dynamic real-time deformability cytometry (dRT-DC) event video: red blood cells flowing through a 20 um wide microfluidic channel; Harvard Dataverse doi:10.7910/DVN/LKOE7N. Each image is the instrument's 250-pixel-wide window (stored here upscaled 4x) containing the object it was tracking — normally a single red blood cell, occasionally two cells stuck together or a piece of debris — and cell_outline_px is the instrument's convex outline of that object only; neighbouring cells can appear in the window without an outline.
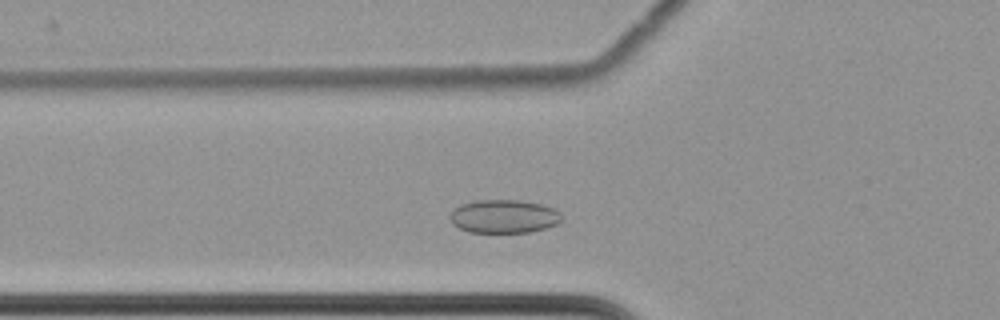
{"species": "common noctule bat (a hibernating species)", "species_latin": "Nyctalus noctula", "temperature_condition": "cold", "stored_images_in_passage": 40, "camera_frame_rate_fps": 3000, "um_per_image_px": 0.085, "animal": {"sex": "female", "body_mass_g": 22.7, "forearm_length_mm": 54.2}, "frame": {"image": 1, "passage_image": 10, "time_ms": 3.0, "image_size_px": [1000, 320], "cell_outline_px": [[564, 216], [556, 224], [532, 232], [468, 232], [452, 224], [448, 216], [452, 208], [460, 204], [476, 200], [516, 200], [540, 204], [556, 208]], "centroid_in_image_um": [42.8, 18.39], "position_along_channel_um": 83.0, "area_um2": 21.96}}
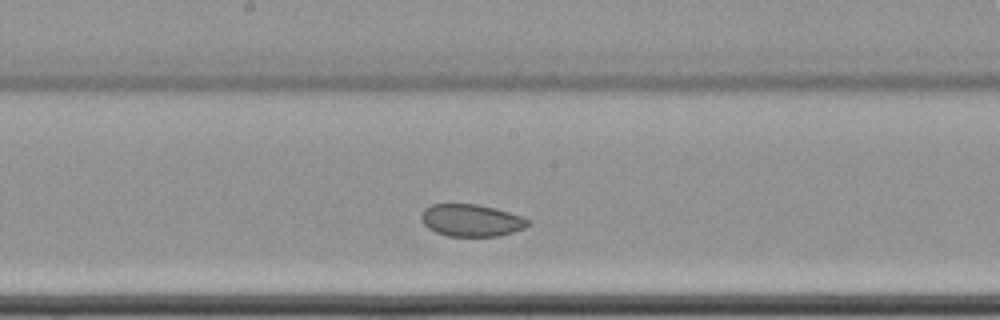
{"frame": {"image": 2, "passage_image": 21, "time_ms": 6.667, "image_size_px": [1000, 320], "cell_outline_px": [[532, 224], [524, 228], [512, 232], [496, 236], [448, 236], [436, 232], [428, 228], [420, 220], [420, 216], [424, 208], [432, 204], [476, 204], [496, 208], [524, 216], [532, 220]], "centroid_in_image_um": [40.09, 18.72], "position_along_channel_um": 208.1, "area_um2": 20.29}}
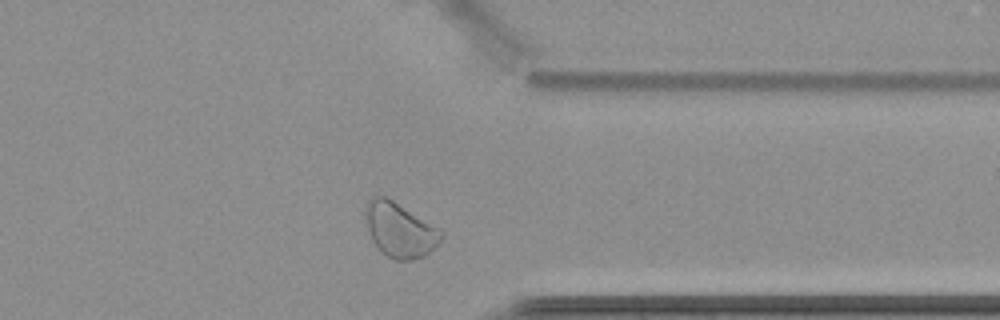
{"frame": {"image": 3, "passage_image": 36, "time_ms": 11.667, "image_size_px": [1000, 320], "cell_outline_px": [[444, 236], [424, 256], [412, 260], [396, 260], [388, 256], [372, 240], [368, 228], [364, 212], [364, 204], [372, 196], [384, 196], [392, 200], [440, 228], [444, 232]], "centroid_in_image_um": [33.98, 19.51], "position_along_channel_um": 377.4, "area_um2": 23.81}, "authors_computed_cell_mechanics": {"area_um2": 21.7906, "velocity_mm_per_s": 3.4299, "shape_relaxation_time_tau1_ms": null, "shape_relaxation_time_tau2_ms": 1.9039, "deformation_change_tau1": null, "deformation_change_tau2": 0.0392}}